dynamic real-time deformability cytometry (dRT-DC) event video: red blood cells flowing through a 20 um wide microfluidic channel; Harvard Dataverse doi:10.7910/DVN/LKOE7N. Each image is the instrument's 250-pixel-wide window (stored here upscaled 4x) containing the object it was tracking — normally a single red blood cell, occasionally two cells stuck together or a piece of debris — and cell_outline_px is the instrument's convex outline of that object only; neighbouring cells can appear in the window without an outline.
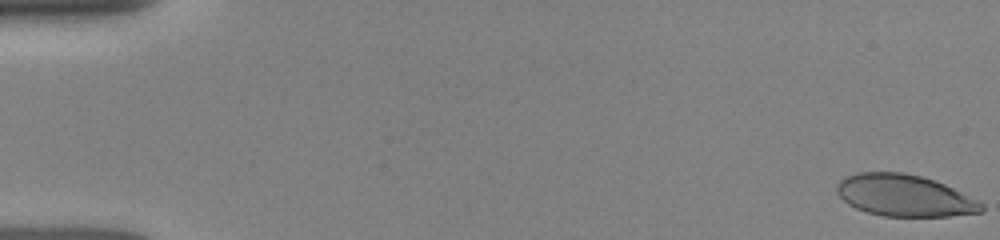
{"species": "human", "species_latin": "Homo sapiens", "temperature_condition": "room temperature", "stored_images_in_passage": 26, "camera_frame_rate_fps": 3000, "um_per_image_px": 0.085, "donor": {"sex": "female"}, "frame": {"image": 1, "passage_image": 1, "time_ms": 0.0, "image_size_px": [1000, 240], "cell_outline_px": [[984, 212], [948, 216], [884, 216], [868, 212], [856, 208], [848, 204], [836, 192], [836, 184], [844, 176], [856, 172], [900, 172], [920, 176], [944, 184], [980, 200], [984, 204]], "centroid_in_image_um": [76.88, 16.62], "position_along_channel_um": 8.1, "area_um2": 35.26}}
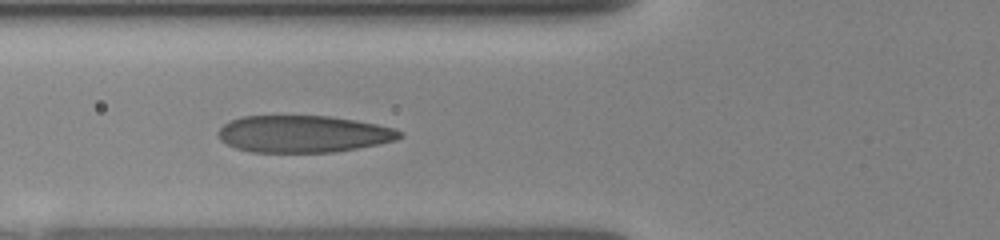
{"frame": {"image": 2, "passage_image": 20, "time_ms": 6.0, "image_size_px": [1000, 240], "cell_outline_px": [[404, 136], [396, 140], [380, 144], [332, 152], [252, 152], [236, 148], [220, 140], [216, 132], [224, 124], [232, 120], [244, 116], [328, 116], [356, 120], [376, 124], [392, 128], [404, 132]], "centroid_in_image_um": [25.79, 11.39], "position_along_channel_um": 100.0, "area_um2": 39.07}}
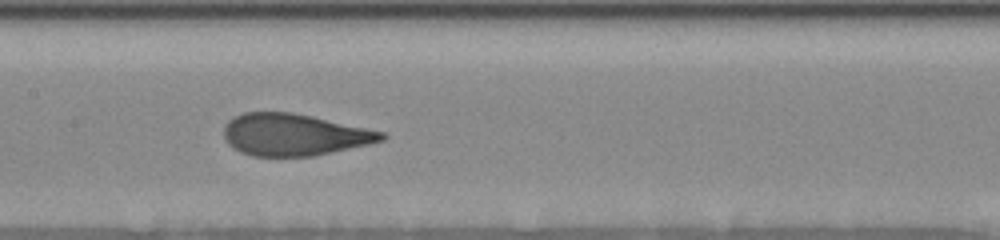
{"frame": {"image": 3, "passage_image": 25, "time_ms": 8.0, "image_size_px": [1000, 240], "cell_outline_px": [[388, 136], [384, 140], [368, 144], [312, 156], [252, 156], [240, 152], [232, 148], [228, 144], [224, 136], [224, 124], [228, 120], [244, 112], [292, 112], [312, 116], [384, 132]], "centroid_in_image_um": [24.96, 11.45], "position_along_channel_um": 182.4, "area_um2": 38.38}}